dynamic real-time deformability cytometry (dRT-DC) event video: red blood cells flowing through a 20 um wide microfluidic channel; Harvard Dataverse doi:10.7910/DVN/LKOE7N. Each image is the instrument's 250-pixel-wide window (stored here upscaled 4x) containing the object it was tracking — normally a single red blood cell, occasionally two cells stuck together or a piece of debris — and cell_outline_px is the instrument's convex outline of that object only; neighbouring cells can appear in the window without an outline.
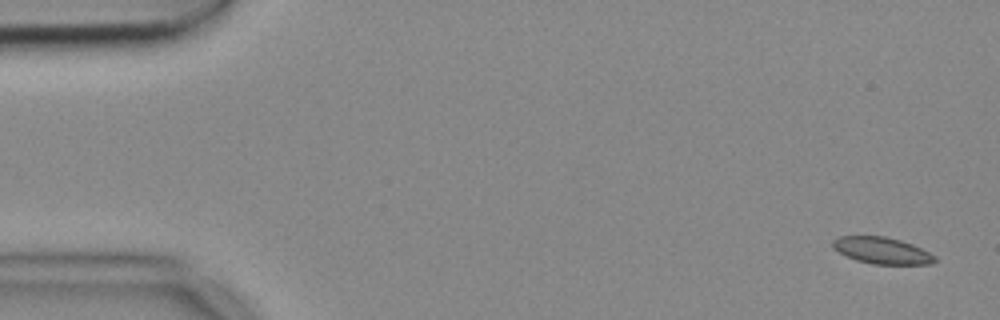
{"species": "common noctule bat (a hibernating species)", "species_latin": "Nyctalus noctula", "temperature_condition": "cold", "stored_images_in_passage": 53, "camera_frame_rate_fps": 3000, "um_per_image_px": 0.085, "animal": {"sex": "female", "body_mass_g": 18.4}, "frame": {"image": 1, "passage_image": 1, "time_ms": 0.0, "image_size_px": [1000, 320], "cell_outline_px": [[936, 260], [932, 264], [872, 264], [856, 260], [832, 248], [832, 240], [840, 236], [884, 236], [900, 240], [912, 244], [936, 256]], "centroid_in_image_um": [74.96, 21.29], "position_along_channel_um": 10.0, "area_um2": 15.72}}
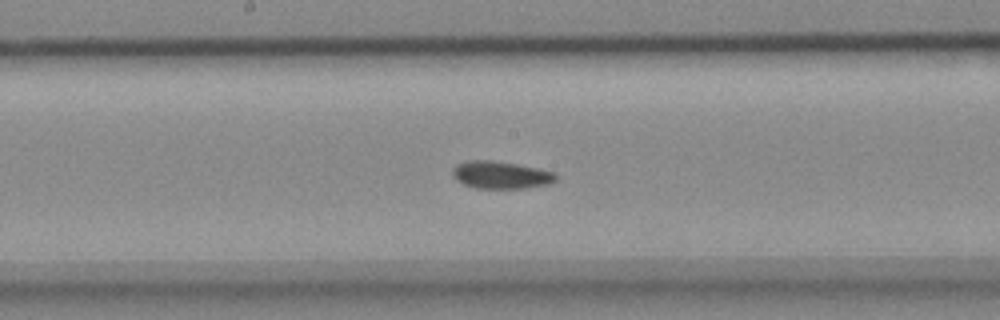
{"frame": {"image": 2, "passage_image": 27, "time_ms": 8.667, "image_size_px": [1000, 320], "cell_outline_px": [[556, 180], [552, 184], [524, 188], [476, 188], [464, 184], [456, 180], [452, 172], [452, 168], [456, 164], [468, 160], [492, 160], [516, 164], [536, 168], [552, 172], [556, 176]], "centroid_in_image_um": [42.54, 14.87], "position_along_channel_um": 205.7, "area_um2": 16.47}}
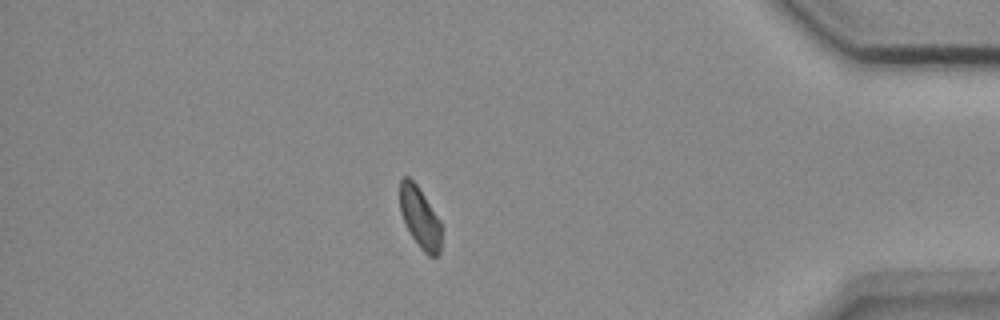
{"frame": {"image": 3, "passage_image": 46, "time_ms": 15.0, "image_size_px": [1000, 320], "cell_outline_px": [[440, 252], [436, 256], [428, 256], [420, 248], [412, 236], [400, 212], [400, 180], [404, 176], [408, 176], [416, 184], [440, 220]], "centroid_in_image_um": [35.68, 18.49], "position_along_channel_um": 399.5, "area_um2": 14.45}, "authors_computed_cell_mechanics": {"area_um2": 16.2418, "velocity_mm_per_s": 3.6703, "shape_relaxation_time_tau1_ms": 6.3768, "shape_relaxation_time_tau2_ms": 4.7358, "deformation_change_tau1": 0.0807, "deformation_change_tau2": 0.0726}}